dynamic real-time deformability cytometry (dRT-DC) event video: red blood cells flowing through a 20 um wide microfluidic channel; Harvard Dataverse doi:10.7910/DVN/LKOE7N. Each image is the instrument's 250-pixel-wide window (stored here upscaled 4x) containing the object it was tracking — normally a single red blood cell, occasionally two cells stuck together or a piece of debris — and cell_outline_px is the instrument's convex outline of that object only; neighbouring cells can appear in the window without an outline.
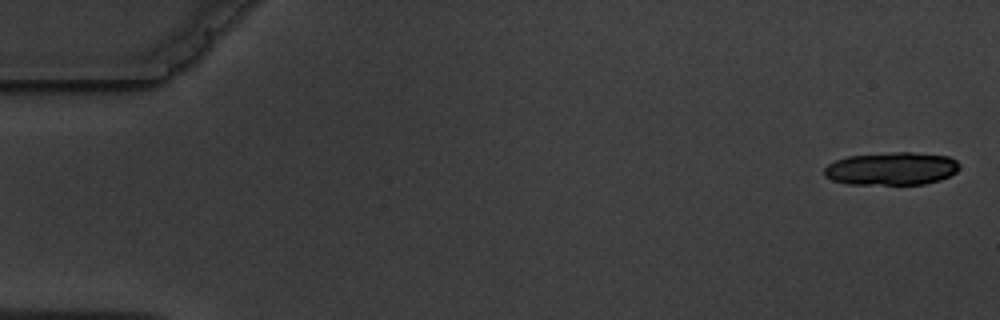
{"species": "common noctule bat (a hibernating species)", "species_latin": "Nyctalus noctula", "temperature_condition": "warm", "stored_images_in_passage": 5, "camera_frame_rate_fps": 3000, "um_per_image_px": 0.085, "animal": {"sex": "male", "body_mass_g": 19.5, "forearm_length_mm": 54.6}, "frame": {"image": 1, "passage_image": 1, "time_ms": 0.0, "image_size_px": [1000, 320], "cell_outline_px": [[960, 168], [956, 172], [940, 180], [924, 184], [848, 184], [832, 180], [824, 176], [824, 168], [828, 164], [836, 160], [848, 156], [896, 152], [912, 152], [948, 156], [956, 160], [960, 164]], "centroid_in_image_um": [75.79, 14.33], "position_along_channel_um": 9.2, "area_um2": 25.95}}